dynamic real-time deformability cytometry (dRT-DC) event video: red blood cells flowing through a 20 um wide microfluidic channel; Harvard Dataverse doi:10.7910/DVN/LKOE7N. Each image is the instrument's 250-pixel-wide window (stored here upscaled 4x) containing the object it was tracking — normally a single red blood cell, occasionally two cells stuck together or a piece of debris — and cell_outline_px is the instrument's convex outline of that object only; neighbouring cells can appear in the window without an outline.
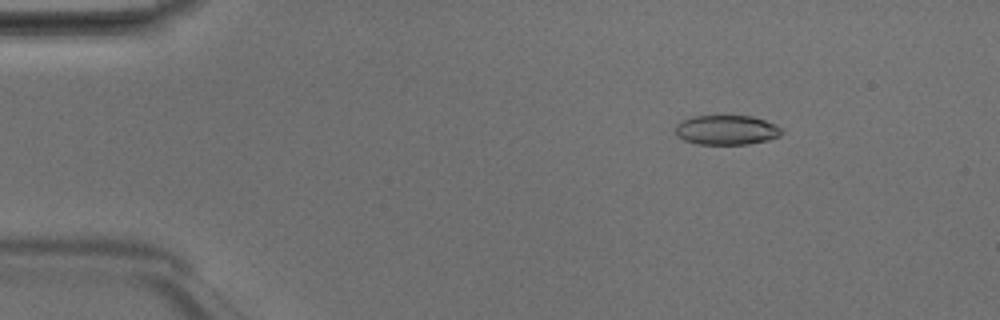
{"species": "Egyptian fruit bat (a non-hibernating species)", "species_latin": "Rousettus aegyptiacus", "temperature_condition": "room temperature", "stored_images_in_passage": 48, "camera_frame_rate_fps": 3000, "um_per_image_px": 0.085, "animal": {"sex": "male"}, "frame": {"image": 1, "passage_image": 7, "time_ms": 2.0, "image_size_px": [1000, 320], "cell_outline_px": [[784, 132], [780, 136], [768, 140], [748, 144], [700, 144], [684, 140], [676, 136], [676, 124], [680, 120], [692, 116], [752, 116], [776, 124]], "centroid_in_image_um": [61.75, 11.04], "position_along_channel_um": 23.2, "area_um2": 18.44}}
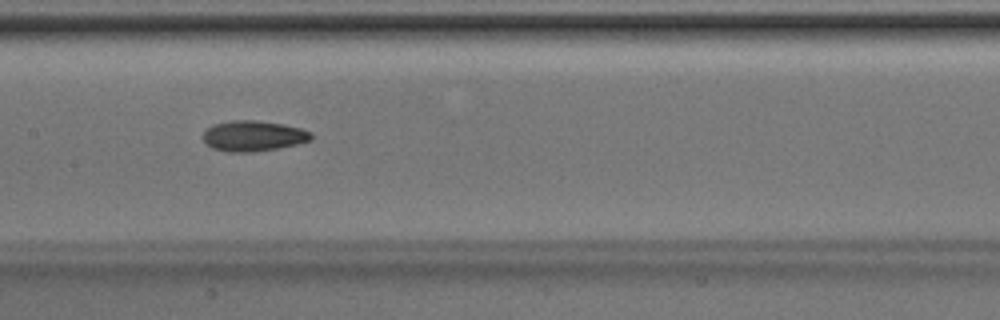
{"frame": {"image": 2, "passage_image": 24, "time_ms": 7.667, "image_size_px": [1000, 320], "cell_outline_px": [[312, 140], [296, 144], [276, 148], [252, 152], [228, 152], [212, 148], [204, 144], [204, 132], [212, 124], [232, 120], [256, 120], [284, 124], [300, 128], [312, 132]], "centroid_in_image_um": [21.52, 11.55], "position_along_channel_um": 185.9, "area_um2": 19.31}}
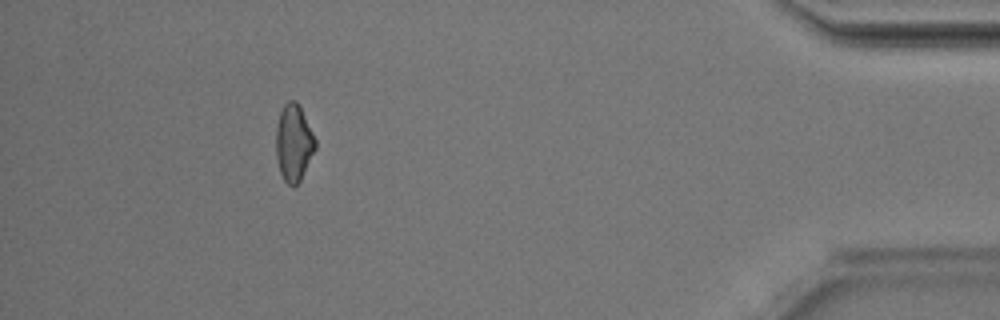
{"frame": {"image": 3, "passage_image": 44, "time_ms": 14.333, "image_size_px": [1000, 320], "cell_outline_px": [[316, 148], [300, 180], [292, 188], [284, 180], [280, 172], [276, 156], [276, 124], [280, 112], [284, 104], [288, 100], [296, 100], [300, 104], [316, 140]], "centroid_in_image_um": [24.96, 12.11], "position_along_channel_um": 410.2, "area_um2": 17.74}, "authors_computed_cell_mechanics": {"area_um2": 18.5249, "velocity_mm_per_s": 4.2143, "shape_relaxation_time_tau1_ms": 7.1119, "shape_relaxation_time_tau2_ms": 9.6253, "deformation_change_tau1": 0.1454, "deformation_change_tau2": 0.2008}}